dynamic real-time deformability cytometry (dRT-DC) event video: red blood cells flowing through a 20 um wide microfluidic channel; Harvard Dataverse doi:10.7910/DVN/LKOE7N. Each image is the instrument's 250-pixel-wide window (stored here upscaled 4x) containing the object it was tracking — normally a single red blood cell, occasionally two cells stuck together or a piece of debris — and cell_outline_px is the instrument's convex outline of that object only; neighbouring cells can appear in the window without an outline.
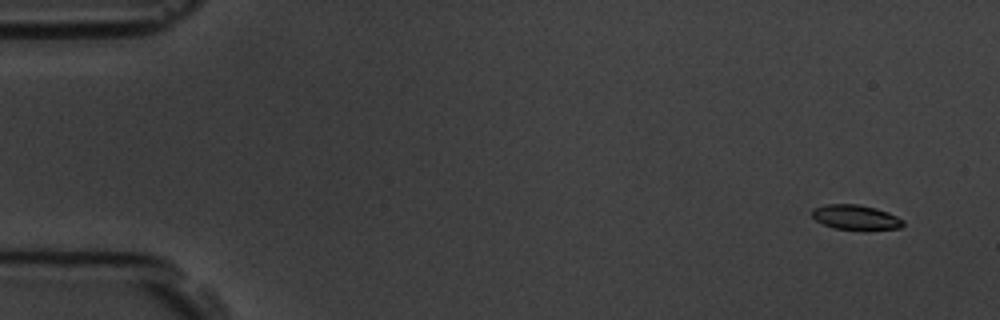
{"species": "common noctule bat (a hibernating species)", "species_latin": "Nyctalus noctula", "temperature_condition": "room temperature", "stored_images_in_passage": 17, "camera_frame_rate_fps": 3000, "um_per_image_px": 0.085, "animal": {"sex": "male", "body_mass_g": 19.5, "forearm_length_mm": 54.6}, "frame": {"image": 1, "passage_image": 2, "time_ms": 1.0, "image_size_px": [1000, 320], "cell_outline_px": [[904, 224], [900, 228], [836, 228], [824, 224], [816, 220], [812, 216], [812, 208], [824, 204], [856, 204], [876, 208], [888, 212], [904, 220]], "centroid_in_image_um": [72.7, 18.43], "position_along_channel_um": 12.3, "area_um2": 12.72}}
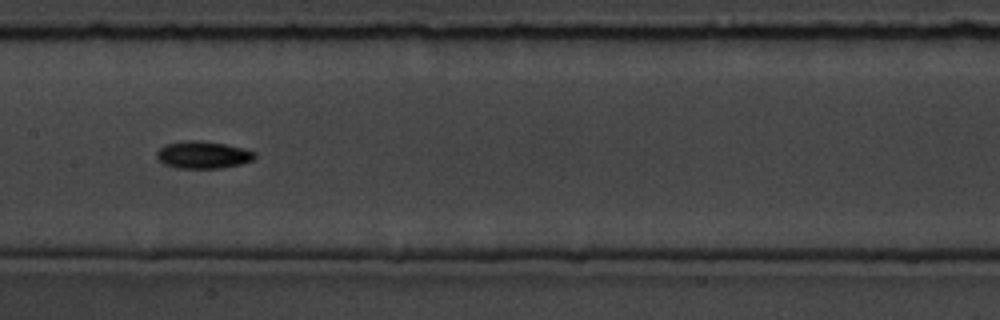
{"frame": {"image": 2, "passage_image": 9, "time_ms": 9.0, "image_size_px": [1000, 320], "cell_outline_px": [[256, 156], [252, 160], [240, 164], [220, 168], [176, 168], [164, 164], [156, 156], [156, 152], [164, 144], [188, 140], [200, 140], [224, 144], [244, 148], [256, 152]], "centroid_in_image_um": [17.25, 13.15], "position_along_channel_um": 190.2, "area_um2": 15.61}}
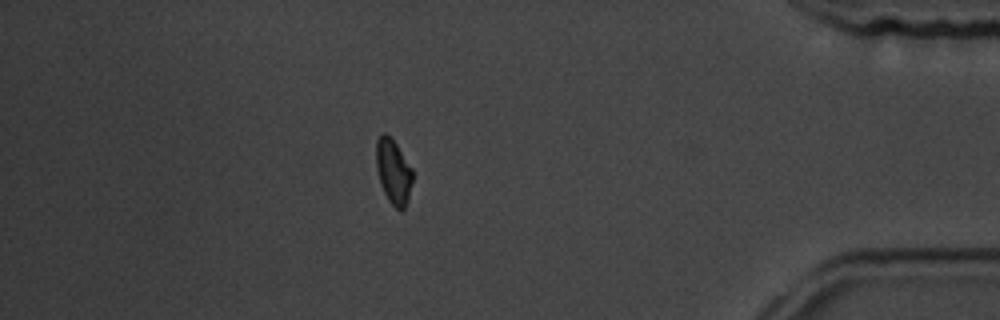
{"frame": {"image": 3, "passage_image": 15, "time_ms": 15.667, "image_size_px": [1000, 320], "cell_outline_px": [[412, 180], [408, 200], [404, 208], [400, 212], [388, 200], [380, 184], [376, 168], [376, 140], [384, 132], [396, 144], [412, 168]], "centroid_in_image_um": [33.42, 14.61], "position_along_channel_um": 401.8, "area_um2": 13.64}, "authors_computed_cell_mechanics": {"area_um2": 14.161, "velocity_mm_per_s": 3.8028, "shape_relaxation_time_tau1_ms": 2.4196, "shape_relaxation_time_tau2_ms": null, "deformation_change_tau1": 0.0864, "deformation_change_tau2": null}}